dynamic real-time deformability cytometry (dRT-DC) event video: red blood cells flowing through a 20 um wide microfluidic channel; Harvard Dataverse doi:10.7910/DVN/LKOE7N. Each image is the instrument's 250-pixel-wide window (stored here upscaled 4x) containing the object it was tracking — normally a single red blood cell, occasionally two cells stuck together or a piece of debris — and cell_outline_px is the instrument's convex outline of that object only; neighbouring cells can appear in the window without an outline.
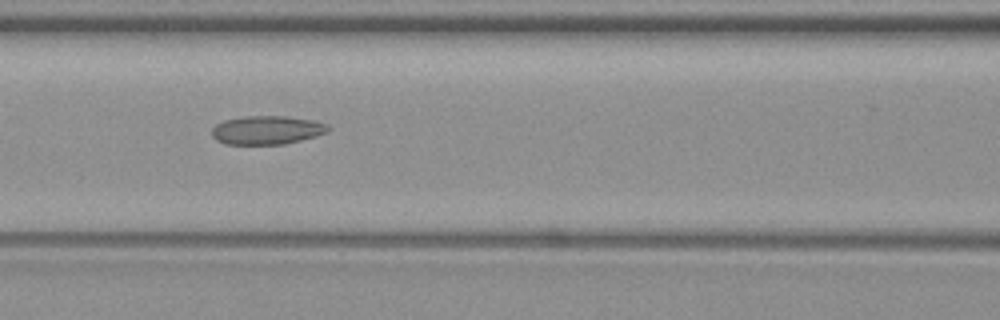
{"species": "common noctule bat (a hibernating species)", "species_latin": "Nyctalus noctula", "temperature_condition": "warm", "stored_images_in_passage": 38, "camera_frame_rate_fps": 3000, "um_per_image_px": 0.085, "animal": {"sex": "female", "body_mass_g": 19.3, "forearm_length_mm": 54.1}, "frame": {"image": 1, "passage_image": 7, "time_ms": 2.0, "image_size_px": [1000, 320], "cell_outline_px": [[332, 128], [328, 132], [316, 136], [284, 144], [224, 144], [216, 140], [212, 136], [212, 128], [216, 124], [224, 120], [244, 116], [284, 116], [316, 120], [328, 124]], "centroid_in_image_um": [22.71, 11.05], "position_along_channel_um": 143.9, "area_um2": 19.59}}
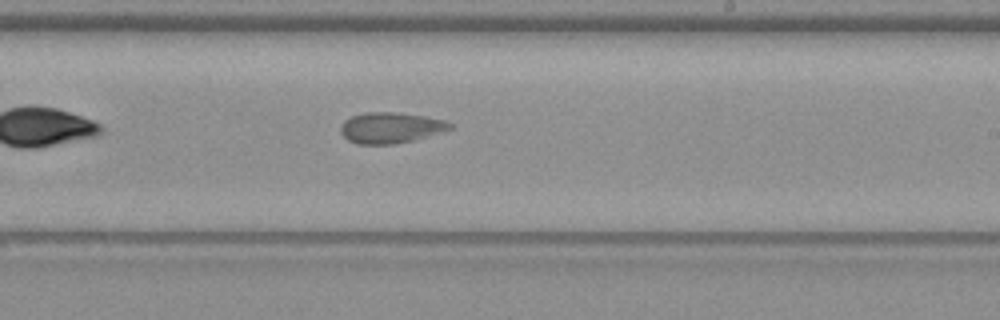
{"frame": {"image": 2, "passage_image": 16, "time_ms": 5.0, "image_size_px": [1000, 320], "cell_outline_px": [[452, 128], [444, 132], [396, 144], [356, 144], [348, 140], [340, 132], [340, 128], [344, 120], [352, 116], [364, 112], [392, 112], [424, 116], [444, 120], [452, 124]], "centroid_in_image_um": [33.19, 10.86], "position_along_channel_um": 255.8, "area_um2": 19.65}}
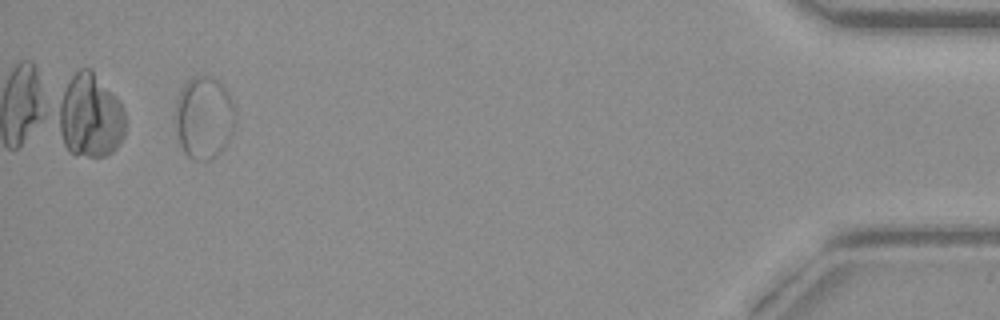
{"frame": {"image": 3, "passage_image": 35, "time_ms": 11.333, "image_size_px": [1000, 320], "cell_outline_px": [[236, 124], [224, 148], [216, 156], [208, 160], [192, 160], [184, 152], [180, 144], [176, 132], [176, 100], [184, 84], [192, 76], [212, 76], [224, 84], [236, 108]], "centroid_in_image_um": [17.37, 9.98], "position_along_channel_um": 417.8, "area_um2": 29.3}, "authors_computed_cell_mechanics": {"area_um2": 19.652, "velocity_mm_per_s": 3.7396, "shape_relaxation_time_tau1_ms": null, "shape_relaxation_time_tau2_ms": 1.7024, "deformation_change_tau1": null, "deformation_change_tau2": 0.0686}}